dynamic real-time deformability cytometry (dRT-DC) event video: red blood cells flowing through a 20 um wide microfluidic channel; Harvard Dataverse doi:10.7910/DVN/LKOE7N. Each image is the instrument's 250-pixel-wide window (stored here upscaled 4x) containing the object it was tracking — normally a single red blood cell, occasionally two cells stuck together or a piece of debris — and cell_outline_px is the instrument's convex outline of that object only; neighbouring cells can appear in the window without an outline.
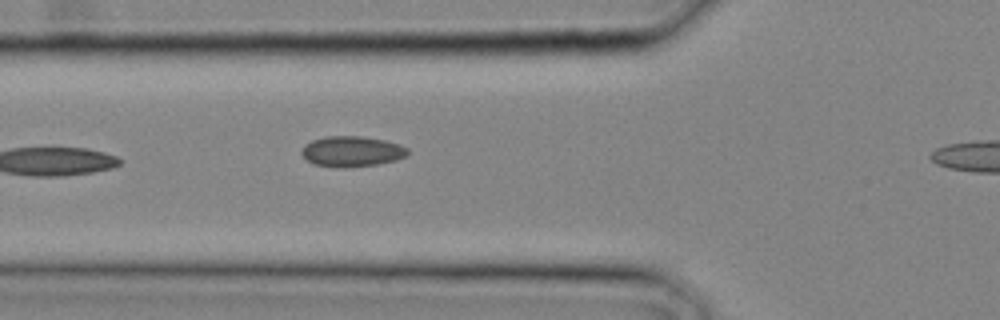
{"species": "common noctule bat (a hibernating species)", "species_latin": "Nyctalus noctula", "temperature_condition": "cold", "stored_images_in_passage": 7, "camera_frame_rate_fps": 3000, "um_per_image_px": 0.085, "animal": {"sex": "male", "body_mass_g": 20.4}, "frame": {"image": 1, "passage_image": 7, "time_ms": 2.0, "image_size_px": [1000, 320], "cell_outline_px": [[408, 156], [396, 160], [376, 164], [336, 168], [316, 164], [308, 160], [300, 152], [304, 144], [312, 140], [324, 136], [360, 136], [384, 140], [400, 144], [408, 148]], "centroid_in_image_um": [29.91, 12.86], "position_along_channel_um": 95.9, "area_um2": 18.84}}